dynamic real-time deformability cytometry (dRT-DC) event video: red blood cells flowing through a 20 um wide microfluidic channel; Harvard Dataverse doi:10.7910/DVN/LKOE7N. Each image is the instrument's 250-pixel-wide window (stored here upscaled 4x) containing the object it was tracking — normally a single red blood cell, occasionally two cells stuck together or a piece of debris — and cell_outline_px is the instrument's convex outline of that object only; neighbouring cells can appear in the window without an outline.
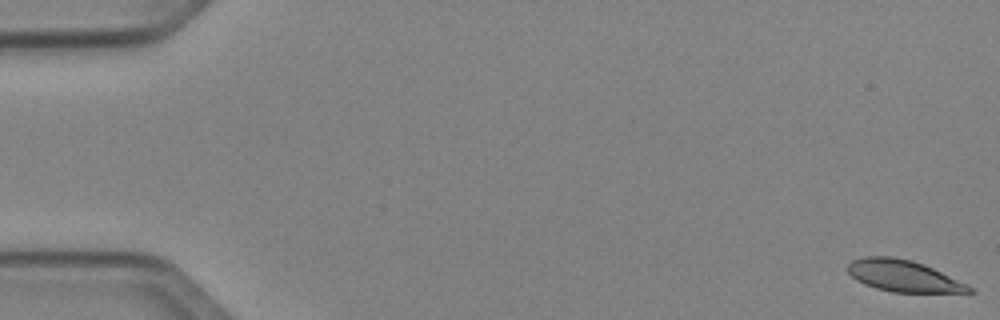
{"species": "Egyptian fruit bat (a non-hibernating species)", "species_latin": "Rousettus aegyptiacus", "temperature_condition": "cold", "stored_images_in_passage": 51, "camera_frame_rate_fps": 3000, "um_per_image_px": 0.085, "animal": {"sex": "female"}, "frame": {"image": 1, "passage_image": 1, "time_ms": 0.0, "image_size_px": [1000, 320], "cell_outline_px": [[976, 292], [968, 296], [892, 292], [876, 288], [864, 284], [856, 280], [848, 272], [848, 264], [852, 260], [864, 256], [892, 256], [912, 260], [924, 264], [968, 284]], "centroid_in_image_um": [76.96, 23.52], "position_along_channel_um": 8.0, "area_um2": 23.52}}
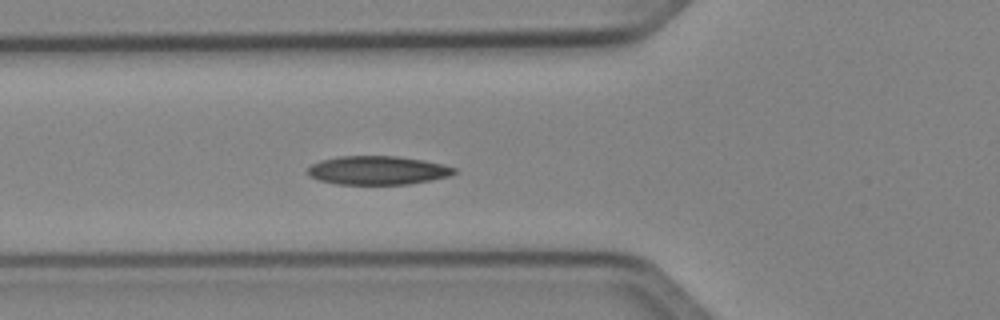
{"frame": {"image": 2, "passage_image": 19, "time_ms": 6.0, "image_size_px": [1000, 320], "cell_outline_px": [[456, 172], [448, 176], [408, 184], [336, 184], [320, 180], [308, 176], [308, 168], [312, 164], [320, 160], [340, 156], [396, 156], [424, 160], [456, 168]], "centroid_in_image_um": [32.06, 14.47], "position_along_channel_um": 93.7, "area_um2": 24.28}}
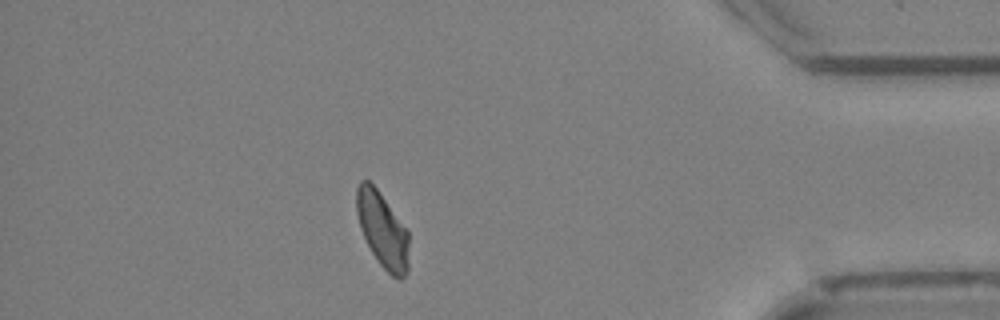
{"frame": {"image": 3, "passage_image": 45, "time_ms": 14.667, "image_size_px": [1000, 320], "cell_outline_px": [[408, 272], [400, 280], [392, 276], [380, 264], [372, 252], [360, 228], [356, 212], [356, 188], [360, 180], [368, 180], [376, 188], [408, 232]], "centroid_in_image_um": [32.49, 19.55], "position_along_channel_um": 402.7, "area_um2": 22.6}, "authors_computed_cell_mechanics": {"area_um2": 23.409, "velocity_mm_per_s": 4.0258, "shape_relaxation_time_tau1_ms": 8.3366, "shape_relaxation_time_tau2_ms": 2.9854, "deformation_change_tau1": 0.1787, "deformation_change_tau2": 0.0842}}